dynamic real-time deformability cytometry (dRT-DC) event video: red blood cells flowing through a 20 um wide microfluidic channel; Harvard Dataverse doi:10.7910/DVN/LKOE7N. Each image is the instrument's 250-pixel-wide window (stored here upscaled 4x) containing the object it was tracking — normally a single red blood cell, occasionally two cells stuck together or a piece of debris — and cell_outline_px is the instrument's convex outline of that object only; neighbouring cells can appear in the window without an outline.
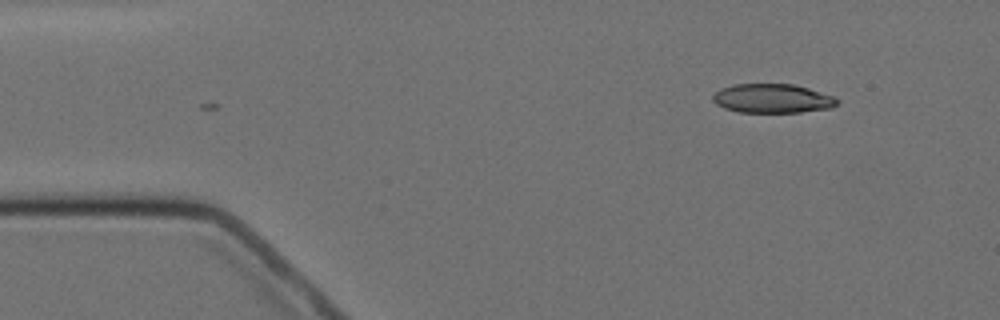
{"species": "Egyptian fruit bat (a non-hibernating species)", "species_latin": "Rousettus aegyptiacus", "temperature_condition": "cold", "stored_images_in_passage": 3, "camera_frame_rate_fps": 3000, "um_per_image_px": 0.085, "animal": {"sex": "female"}, "frame": {"image": 1, "passage_image": 3, "time_ms": 2.333, "image_size_px": [1000, 320], "cell_outline_px": [[840, 100], [832, 108], [800, 112], [740, 112], [724, 108], [716, 104], [712, 100], [712, 96], [720, 88], [732, 84], [792, 84], [808, 88], [832, 96]], "centroid_in_image_um": [65.63, 8.37], "position_along_channel_um": 19.4, "area_um2": 21.04}}